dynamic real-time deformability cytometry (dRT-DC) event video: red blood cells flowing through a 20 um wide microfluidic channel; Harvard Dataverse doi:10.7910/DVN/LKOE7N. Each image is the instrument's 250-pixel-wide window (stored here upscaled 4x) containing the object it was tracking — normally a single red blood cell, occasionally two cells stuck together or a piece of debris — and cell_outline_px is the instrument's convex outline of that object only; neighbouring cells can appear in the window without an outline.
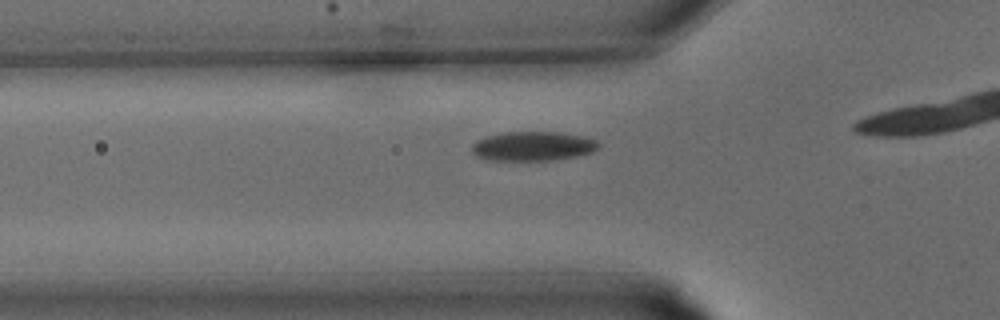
{"species": "common noctule bat (a hibernating species)", "species_latin": "Nyctalus noctula", "temperature_condition": "warm", "stored_images_in_passage": 11, "camera_frame_rate_fps": 3000, "um_per_image_px": 0.085, "animal": {"sex": "male", "body_mass_g": 15.6}, "frame": {"image": 1, "passage_image": 8, "time_ms": 2.333, "image_size_px": [1000, 320], "cell_outline_px": [[600, 148], [592, 152], [576, 156], [552, 160], [488, 160], [476, 156], [472, 152], [472, 144], [476, 140], [488, 136], [504, 132], [560, 132], [580, 136], [596, 140], [600, 144]], "centroid_in_image_um": [45.29, 12.42], "position_along_channel_um": 80.5, "area_um2": 21.62}}
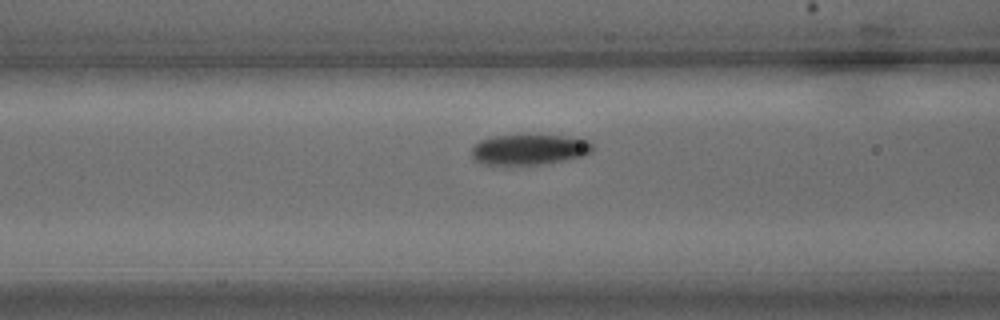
{"frame": {"image": 2, "passage_image": 10, "time_ms": 3.0, "image_size_px": [1000, 320], "cell_outline_px": [[596, 148], [592, 152], [584, 156], [568, 160], [544, 164], [504, 168], [484, 164], [476, 160], [472, 156], [472, 148], [480, 140], [492, 136], [564, 136], [588, 140]], "centroid_in_image_um": [44.99, 12.77], "position_along_channel_um": 121.6, "area_um2": 22.2}}